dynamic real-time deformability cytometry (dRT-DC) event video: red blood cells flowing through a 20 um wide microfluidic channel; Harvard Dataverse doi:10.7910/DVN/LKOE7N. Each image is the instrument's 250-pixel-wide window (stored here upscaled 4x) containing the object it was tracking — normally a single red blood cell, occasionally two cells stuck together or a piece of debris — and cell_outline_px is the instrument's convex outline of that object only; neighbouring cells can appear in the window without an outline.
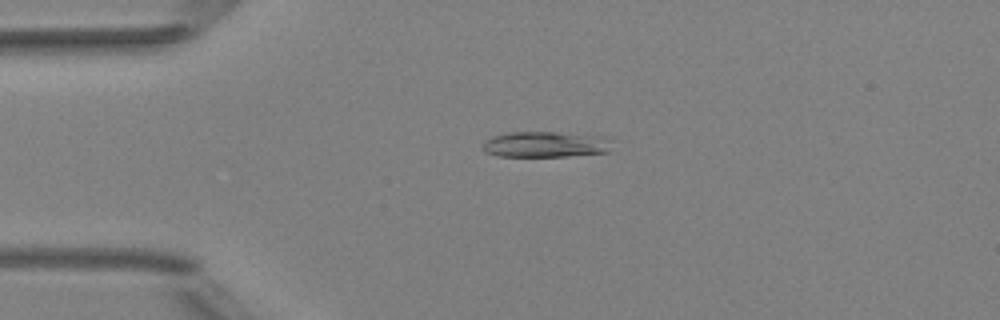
{"species": "Egyptian fruit bat (a non-hibernating species)", "species_latin": "Rousettus aegyptiacus", "temperature_condition": "room temperature", "stored_images_in_passage": 5, "camera_frame_rate_fps": 3000, "um_per_image_px": 0.085, "animal": {"sex": "female"}, "frame": {"image": 1, "passage_image": 4, "time_ms": 3.667, "image_size_px": [1000, 320], "cell_outline_px": [[616, 140], [612, 152], [568, 156], [496, 156], [484, 152], [484, 140], [492, 136], [508, 132], [556, 132], [616, 136]], "centroid_in_image_um": [46.57, 12.26], "position_along_channel_um": 38.4, "area_um2": 20.35}}